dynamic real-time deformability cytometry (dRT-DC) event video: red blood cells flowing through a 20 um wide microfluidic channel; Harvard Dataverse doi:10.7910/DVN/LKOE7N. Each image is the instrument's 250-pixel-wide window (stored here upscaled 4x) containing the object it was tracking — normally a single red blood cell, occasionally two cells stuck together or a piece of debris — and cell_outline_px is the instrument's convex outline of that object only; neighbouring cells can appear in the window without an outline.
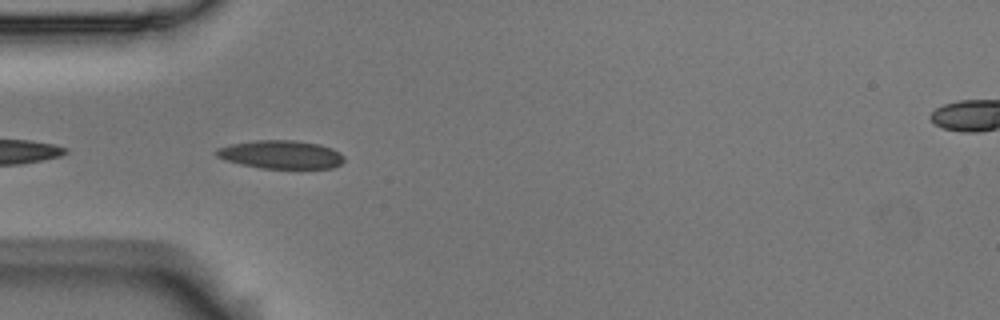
{"species": "Egyptian fruit bat (a non-hibernating species)", "species_latin": "Rousettus aegyptiacus", "temperature_condition": "room temperature", "stored_images_in_passage": 8, "camera_frame_rate_fps": 3000, "um_per_image_px": 0.085, "animal": {"sex": "male"}, "frame": {"image": 1, "passage_image": 2, "time_ms": 0.333, "image_size_px": [1000, 320], "cell_outline_px": [[344, 160], [340, 164], [332, 168], [260, 168], [240, 164], [224, 160], [216, 156], [212, 152], [216, 148], [232, 144], [256, 140], [292, 140], [320, 144], [332, 148], [340, 152], [344, 156]], "centroid_in_image_um": [23.85, 13.13], "position_along_channel_um": 61.2, "area_um2": 21.21}}